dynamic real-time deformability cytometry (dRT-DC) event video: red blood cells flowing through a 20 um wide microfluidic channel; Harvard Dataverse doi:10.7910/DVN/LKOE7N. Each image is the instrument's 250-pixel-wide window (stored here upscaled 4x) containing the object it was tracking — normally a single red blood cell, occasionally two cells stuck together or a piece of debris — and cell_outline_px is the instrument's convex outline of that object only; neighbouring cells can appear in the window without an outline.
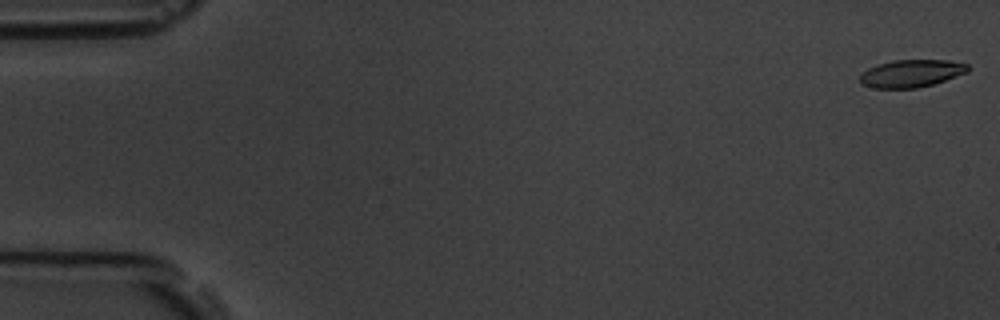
{"species": "common noctule bat (a hibernating species)", "species_latin": "Nyctalus noctula", "temperature_condition": "room temperature", "stored_images_in_passage": 56, "camera_frame_rate_fps": 3000, "um_per_image_px": 0.085, "animal": {"sex": "male", "body_mass_g": 19.5, "forearm_length_mm": 54.6}, "frame": {"image": 1, "passage_image": 1, "time_ms": 0.0, "image_size_px": [1000, 320], "cell_outline_px": [[968, 72], [932, 84], [916, 88], [876, 88], [860, 84], [860, 72], [876, 64], [892, 60], [948, 60], [968, 64]], "centroid_in_image_um": [77.41, 6.23], "position_along_channel_um": 7.6, "area_um2": 17.34}}
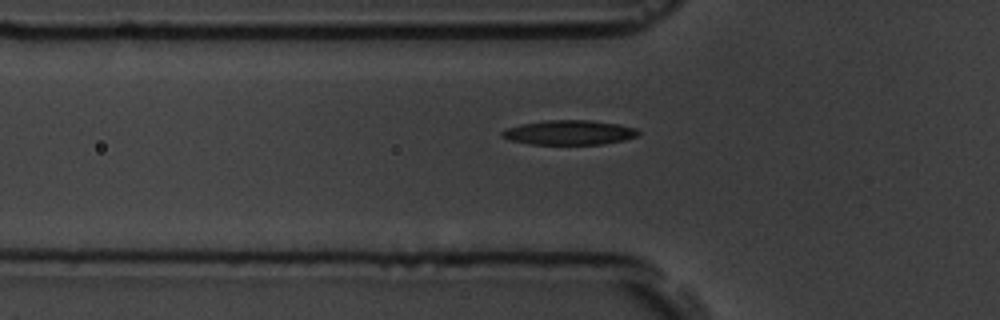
{"frame": {"image": 2, "passage_image": 19, "time_ms": 6.0, "image_size_px": [1000, 320], "cell_outline_px": [[640, 136], [624, 140], [600, 144], [532, 144], [508, 140], [500, 136], [500, 132], [504, 128], [520, 124], [544, 120], [592, 120], [620, 124], [636, 128], [640, 132]], "centroid_in_image_um": [48.37, 11.25], "position_along_channel_um": 77.4, "area_um2": 19.83}}
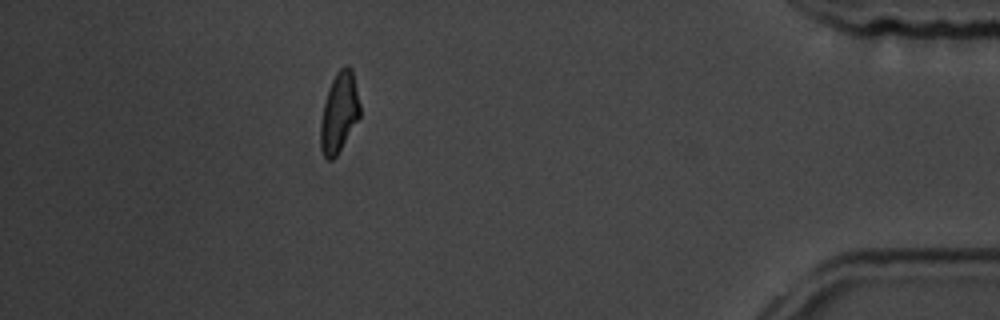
{"frame": {"image": 3, "passage_image": 50, "time_ms": 16.333, "image_size_px": [1000, 320], "cell_outline_px": [[360, 116], [336, 156], [332, 160], [328, 160], [324, 156], [320, 148], [320, 124], [324, 104], [328, 88], [336, 72], [344, 64], [348, 64], [352, 68], [360, 104]], "centroid_in_image_um": [28.82, 9.53], "position_along_channel_um": 406.4, "area_um2": 18.38}, "authors_computed_cell_mechanics": {"area_um2": 18.7272, "velocity_mm_per_s": 3.6675, "shape_relaxation_time_tau1_ms": 3.6134, "shape_relaxation_time_tau2_ms": 4.8273, "deformation_change_tau1": 0.1535, "deformation_change_tau2": 0.1182}}